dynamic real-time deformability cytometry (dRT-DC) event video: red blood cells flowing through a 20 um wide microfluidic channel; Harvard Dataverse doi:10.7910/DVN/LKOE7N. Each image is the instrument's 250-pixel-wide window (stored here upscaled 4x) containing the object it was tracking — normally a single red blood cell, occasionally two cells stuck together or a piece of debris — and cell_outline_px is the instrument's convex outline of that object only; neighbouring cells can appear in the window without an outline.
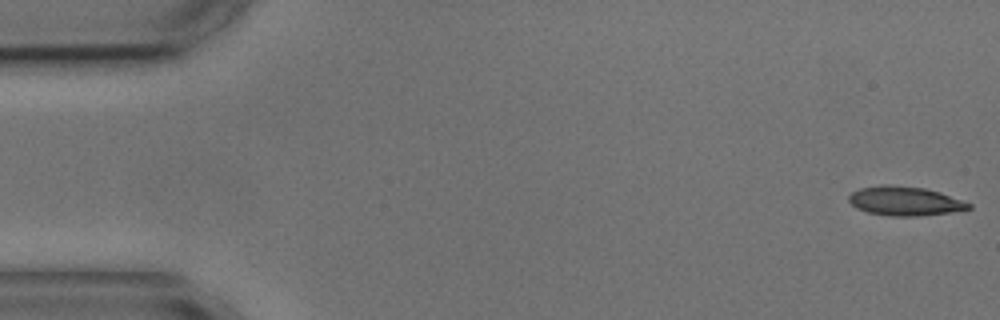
{"species": "common noctule bat (a hibernating species)", "species_latin": "Nyctalus noctula", "temperature_condition": "cold", "stored_images_in_passage": 5, "camera_frame_rate_fps": 3000, "um_per_image_px": 0.085, "animal": {"sex": "male", "body_mass_g": 17.9, "forearm_length_mm": 54.2}, "frame": {"image": 1, "passage_image": 1, "time_ms": 0.0, "image_size_px": [1000, 320], "cell_outline_px": [[972, 208], [964, 212], [920, 216], [888, 216], [868, 212], [856, 208], [848, 200], [848, 196], [852, 192], [860, 188], [880, 184], [888, 184], [924, 188], [940, 192], [972, 204]], "centroid_in_image_um": [76.97, 17.1], "position_along_channel_um": 8.0, "area_um2": 20.81}}
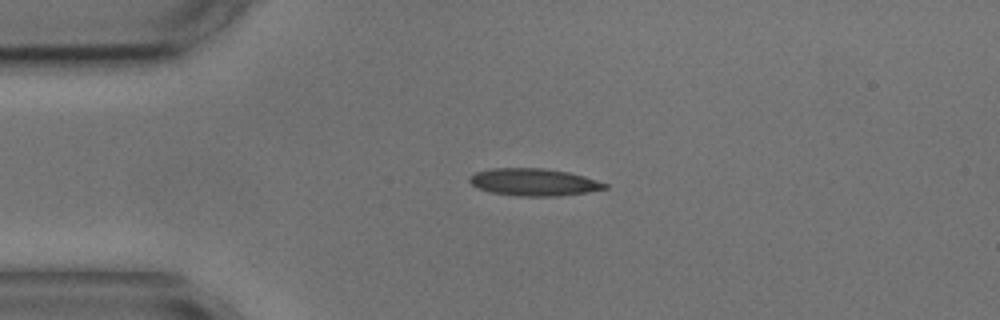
{"frame": {"image": 2, "passage_image": 4, "time_ms": 3.667, "image_size_px": [1000, 320], "cell_outline_px": [[608, 188], [588, 192], [556, 196], [520, 196], [492, 192], [480, 188], [472, 184], [468, 180], [468, 176], [476, 172], [492, 168], [544, 168], [568, 172], [584, 176], [608, 184]], "centroid_in_image_um": [45.38, 15.47], "position_along_channel_um": 39.6, "area_um2": 21.39}}